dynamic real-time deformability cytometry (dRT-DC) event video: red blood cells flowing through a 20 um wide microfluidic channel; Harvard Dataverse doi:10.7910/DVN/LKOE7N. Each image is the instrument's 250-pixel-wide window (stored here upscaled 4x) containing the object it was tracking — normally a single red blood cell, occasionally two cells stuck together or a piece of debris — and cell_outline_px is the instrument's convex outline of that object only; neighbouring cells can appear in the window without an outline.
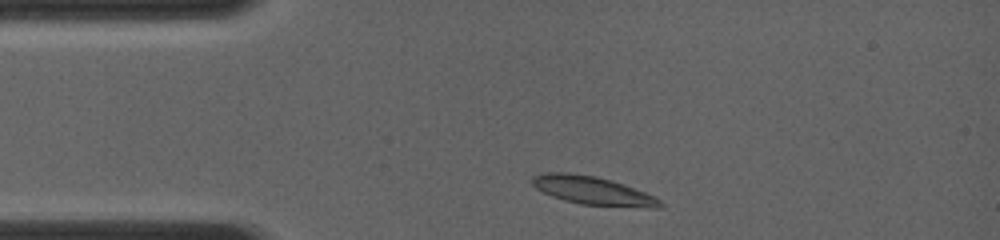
{"species": "common noctule bat (a hibernating species)", "species_latin": "Nyctalus noctula", "temperature_condition": "room temperature", "stored_images_in_passage": 5, "camera_frame_rate_fps": 4000, "um_per_image_px": 0.085, "animal": {"sex": "female", "body_mass_g": 19.0, "forearm_length_mm": 56.7}, "frame": {"image": 1, "passage_image": 1, "time_ms": 0.0, "image_size_px": [1000, 240], "cell_outline_px": [[664, 204], [660, 208], [648, 208], [580, 204], [564, 200], [552, 196], [536, 188], [532, 184], [532, 176], [544, 172], [568, 172], [596, 176], [612, 180], [624, 184], [644, 192], [660, 200]], "centroid_in_image_um": [50.38, 16.2], "position_along_channel_um": 34.6, "area_um2": 21.15}}
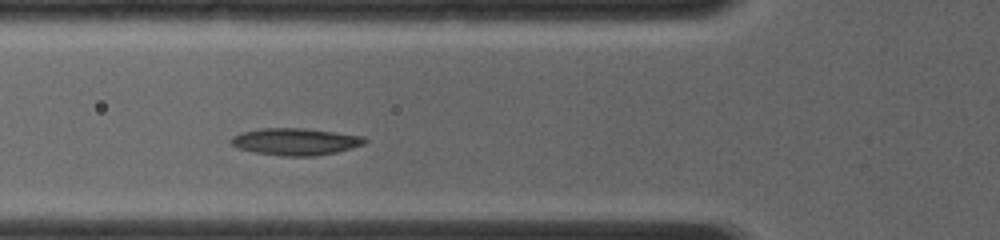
{"frame": {"image": 2, "passage_image": 4, "time_ms": 2.25, "image_size_px": [1000, 240], "cell_outline_px": [[368, 140], [364, 144], [352, 148], [336, 152], [316, 156], [284, 156], [256, 152], [236, 148], [228, 140], [232, 136], [240, 132], [260, 128], [304, 128], [336, 132], [364, 136]], "centroid_in_image_um": [25.1, 12.03], "position_along_channel_um": 100.7, "area_um2": 21.21}}
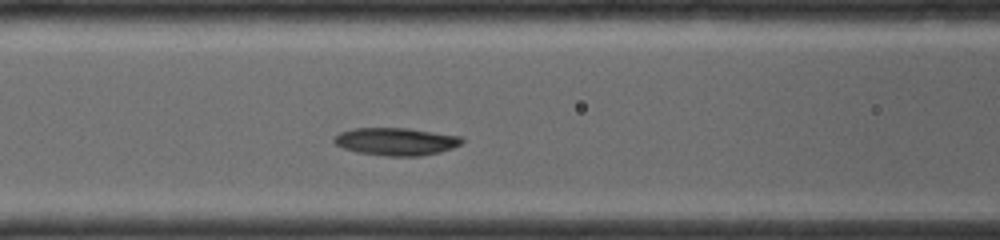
{"frame": {"image": 3, "passage_image": 5, "time_ms": 3.0, "image_size_px": [1000, 240], "cell_outline_px": [[464, 140], [460, 144], [452, 148], [440, 152], [420, 156], [384, 156], [356, 152], [344, 148], [336, 144], [332, 140], [340, 132], [352, 128], [408, 128], [464, 136]], "centroid_in_image_um": [33.69, 12.02], "position_along_channel_um": 132.9, "area_um2": 20.75}}